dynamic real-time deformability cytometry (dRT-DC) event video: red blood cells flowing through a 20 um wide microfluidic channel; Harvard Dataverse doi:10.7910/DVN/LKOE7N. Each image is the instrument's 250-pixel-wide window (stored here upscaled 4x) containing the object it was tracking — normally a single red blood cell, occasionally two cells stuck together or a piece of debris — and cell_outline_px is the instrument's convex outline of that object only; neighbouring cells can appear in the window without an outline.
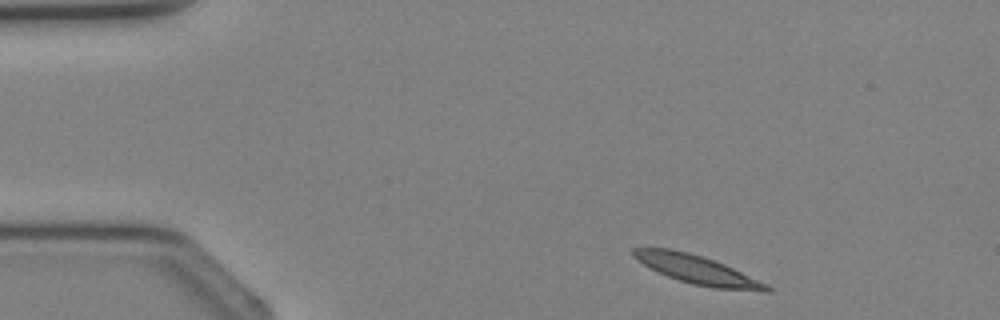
{"species": "Egyptian fruit bat (a non-hibernating species)", "species_latin": "Rousettus aegyptiacus", "temperature_condition": "cold", "stored_images_in_passage": 3, "camera_frame_rate_fps": 3000, "um_per_image_px": 0.085, "animal": {"sex": "female"}, "frame": {"image": 1, "passage_image": 1, "time_ms": 0.0, "image_size_px": [1000, 320], "cell_outline_px": [[772, 292], [764, 292], [712, 288], [692, 284], [668, 276], [636, 260], [632, 256], [632, 248], [672, 248], [704, 256], [724, 264], [768, 284], [772, 288]], "centroid_in_image_um": [59.31, 22.93], "position_along_channel_um": 25.7, "area_um2": 22.25}}
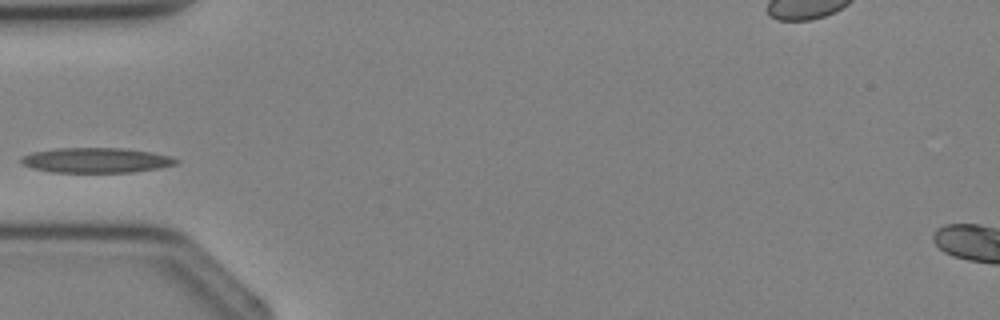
{"frame": {"image": 2, "passage_image": 3, "time_ms": 2.333, "image_size_px": [1000, 320], "cell_outline_px": [[180, 160], [176, 164], [160, 168], [132, 172], [52, 172], [32, 168], [20, 164], [20, 156], [32, 152], [56, 148], [120, 148], [152, 152], [168, 156]], "centroid_in_image_um": [8.12, 13.62], "position_along_channel_um": 76.9, "area_um2": 22.66}}